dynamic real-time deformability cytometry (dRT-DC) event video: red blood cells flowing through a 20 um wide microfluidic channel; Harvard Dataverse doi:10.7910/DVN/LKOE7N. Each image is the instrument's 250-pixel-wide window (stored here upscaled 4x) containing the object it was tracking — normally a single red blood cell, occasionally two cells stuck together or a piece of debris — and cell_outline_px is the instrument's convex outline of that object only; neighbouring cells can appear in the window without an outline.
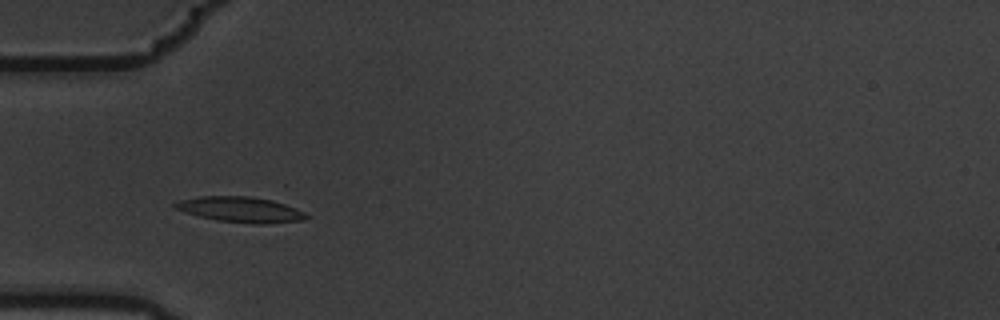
{"species": "common noctule bat (a hibernating species)", "species_latin": "Nyctalus noctula", "temperature_condition": "warm", "stored_images_in_passage": 8, "camera_frame_rate_fps": 3000, "um_per_image_px": 0.085, "animal": {"sex": "male", "body_mass_g": 19.5, "forearm_length_mm": 54.6}, "frame": {"image": 1, "passage_image": 4, "time_ms": 1.0, "image_size_px": [1000, 320], "cell_outline_px": [[308, 216], [304, 220], [264, 224], [256, 224], [216, 220], [200, 216], [176, 208], [172, 204], [180, 200], [200, 196], [252, 196], [272, 200], [296, 208], [304, 212]], "centroid_in_image_um": [20.48, 17.81], "position_along_channel_um": 64.5, "area_um2": 19.25}}
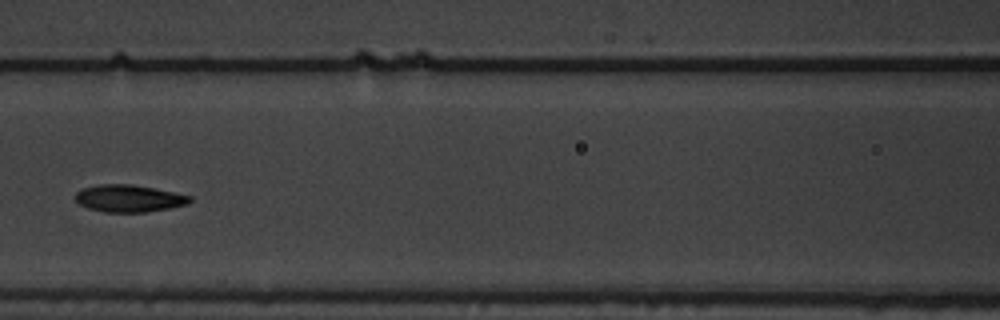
{"frame": {"image": 2, "passage_image": 6, "time_ms": 1.667, "image_size_px": [1000, 320], "cell_outline_px": [[192, 200], [188, 204], [172, 208], [144, 212], [104, 212], [88, 208], [80, 204], [76, 200], [76, 192], [84, 188], [100, 184], [132, 184], [192, 196]], "centroid_in_image_um": [10.98, 16.87], "position_along_channel_um": 155.6, "area_um2": 18.03}}
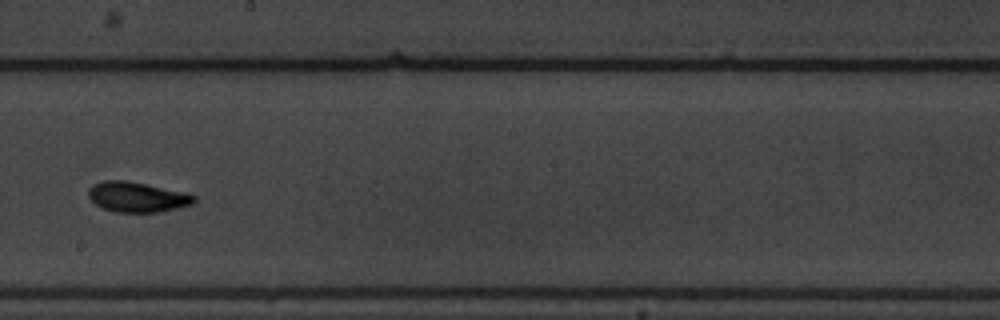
{"frame": {"image": 3, "passage_image": 8, "time_ms": 2.333, "image_size_px": [1000, 320], "cell_outline_px": [[196, 200], [192, 204], [160, 212], [116, 212], [100, 208], [88, 196], [88, 188], [92, 184], [104, 180], [128, 180], [188, 192], [196, 196]], "centroid_in_image_um": [11.66, 16.73], "position_along_channel_um": 236.5, "area_um2": 18.9}}